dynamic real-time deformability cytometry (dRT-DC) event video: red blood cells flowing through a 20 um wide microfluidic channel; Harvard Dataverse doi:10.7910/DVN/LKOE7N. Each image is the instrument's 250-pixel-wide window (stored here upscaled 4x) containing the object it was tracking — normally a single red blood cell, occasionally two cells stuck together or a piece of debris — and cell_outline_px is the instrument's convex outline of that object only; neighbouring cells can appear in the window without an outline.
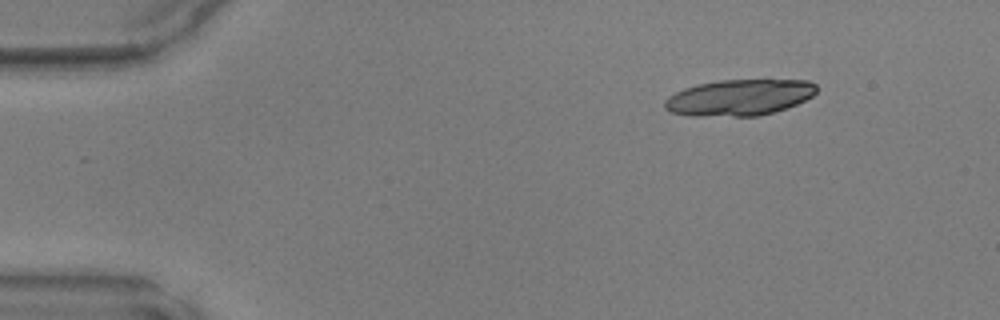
{"species": "common noctule bat (a hibernating species)", "species_latin": "Nyctalus noctula", "temperature_condition": "warm", "stored_images_in_passage": 14, "camera_frame_rate_fps": 3000, "um_per_image_px": 0.085, "animal": {"sex": "male", "body_mass_g": 17.9, "forearm_length_mm": 54.2}, "frame": {"image": 1, "passage_image": 1, "time_ms": 0.0, "image_size_px": [1000, 320], "cell_outline_px": [[816, 92], [812, 96], [796, 104], [772, 112], [756, 116], [692, 116], [668, 112], [664, 108], [664, 100], [668, 96], [684, 88], [700, 84], [720, 80], [808, 80], [816, 84]], "centroid_in_image_um": [62.8, 8.29], "position_along_channel_um": 22.2, "area_um2": 31.91}}